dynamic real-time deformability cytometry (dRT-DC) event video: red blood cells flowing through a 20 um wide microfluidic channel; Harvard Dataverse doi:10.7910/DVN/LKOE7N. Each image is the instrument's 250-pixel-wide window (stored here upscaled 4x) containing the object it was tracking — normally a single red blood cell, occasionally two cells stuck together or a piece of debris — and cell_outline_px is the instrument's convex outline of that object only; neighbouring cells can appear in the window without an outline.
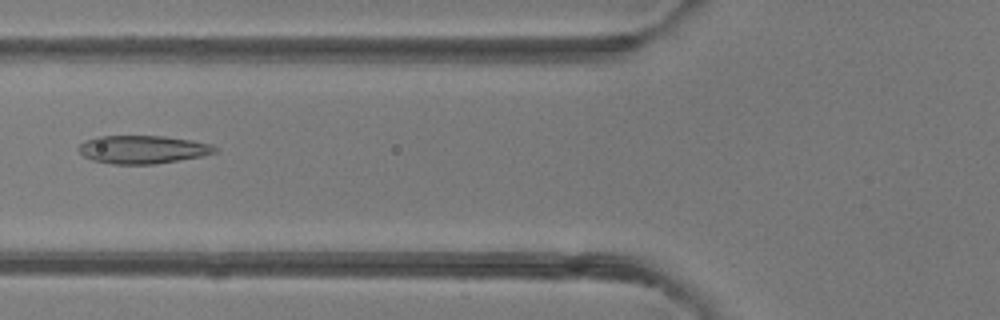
{"species": "common noctule bat (a hibernating species)", "species_latin": "Nyctalus noctula", "temperature_condition": "room temperature", "stored_images_in_passage": 5, "camera_frame_rate_fps": 3000, "um_per_image_px": 0.085, "animal": {"sex": "female"}, "frame": {"image": 1, "passage_image": 5, "time_ms": 4.333, "image_size_px": [1000, 320], "cell_outline_px": [[216, 152], [200, 156], [156, 164], [112, 164], [92, 160], [84, 156], [76, 148], [84, 140], [96, 136], [164, 136], [192, 140], [212, 144], [216, 148]], "centroid_in_image_um": [12.09, 12.7], "position_along_channel_um": 113.7, "area_um2": 22.37}}